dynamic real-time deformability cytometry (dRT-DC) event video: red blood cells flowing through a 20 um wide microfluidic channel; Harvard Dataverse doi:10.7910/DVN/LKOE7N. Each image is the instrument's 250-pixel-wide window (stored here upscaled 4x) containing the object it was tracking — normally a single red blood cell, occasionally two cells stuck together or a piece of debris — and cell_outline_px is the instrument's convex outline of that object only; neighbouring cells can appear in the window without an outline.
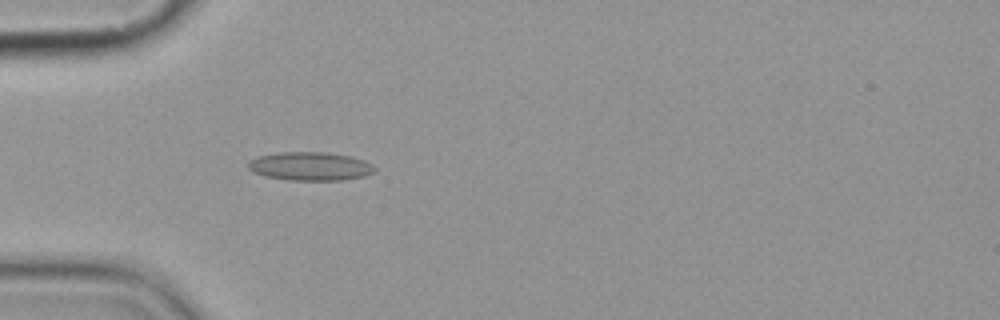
{"species": "common noctule bat (a hibernating species)", "species_latin": "Nyctalus noctula", "temperature_condition": "cold", "stored_images_in_passage": 1, "camera_frame_rate_fps": 3000, "um_per_image_px": 0.085, "animal": {"sex": "female", "body_mass_g": 19.9}, "frame": {"image": 1, "passage_image": 1, "time_ms": 0.0, "image_size_px": [1000, 320], "cell_outline_px": [[376, 172], [364, 176], [344, 180], [292, 180], [264, 176], [252, 172], [248, 168], [248, 164], [252, 160], [260, 156], [280, 152], [324, 152], [352, 156], [364, 160], [372, 164], [376, 168]], "centroid_in_image_um": [26.42, 14.13], "position_along_channel_um": 58.6, "area_um2": 21.04}}